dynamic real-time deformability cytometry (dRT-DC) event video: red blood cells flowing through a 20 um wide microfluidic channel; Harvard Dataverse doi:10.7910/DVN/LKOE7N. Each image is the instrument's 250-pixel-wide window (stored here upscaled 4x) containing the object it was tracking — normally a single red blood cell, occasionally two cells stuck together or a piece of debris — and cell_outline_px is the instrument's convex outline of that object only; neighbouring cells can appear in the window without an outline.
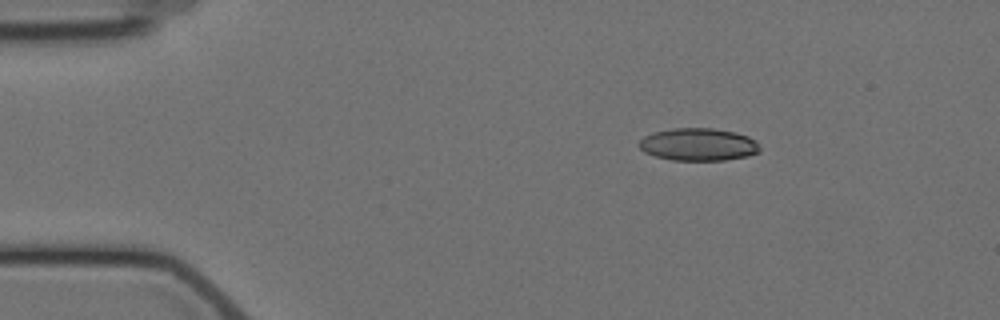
{"species": "Egyptian fruit bat (a non-hibernating species)", "species_latin": "Rousettus aegyptiacus", "temperature_condition": "cold", "stored_images_in_passage": 4, "camera_frame_rate_fps": 3000, "um_per_image_px": 0.085, "animal": {"sex": "female"}, "frame": {"image": 1, "passage_image": 2, "time_ms": 1.0, "image_size_px": [1000, 320], "cell_outline_px": [[760, 152], [748, 156], [724, 160], [672, 160], [656, 156], [644, 152], [640, 148], [640, 140], [644, 136], [652, 132], [672, 128], [712, 128], [736, 132], [748, 136], [756, 140], [760, 148]], "centroid_in_image_um": [59.38, 12.27], "position_along_channel_um": 25.6, "area_um2": 23.0}}